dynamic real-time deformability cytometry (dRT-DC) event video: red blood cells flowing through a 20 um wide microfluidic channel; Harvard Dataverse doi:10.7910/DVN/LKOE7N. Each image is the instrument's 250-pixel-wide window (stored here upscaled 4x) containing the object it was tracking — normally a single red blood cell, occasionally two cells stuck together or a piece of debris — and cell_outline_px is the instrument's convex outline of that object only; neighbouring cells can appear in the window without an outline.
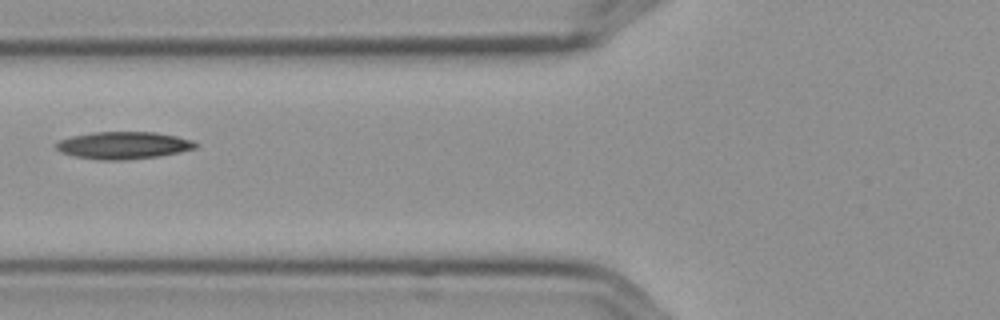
{"species": "Egyptian fruit bat (a non-hibernating species)", "species_latin": "Rousettus aegyptiacus", "temperature_condition": "cold", "stored_images_in_passage": 4, "camera_frame_rate_fps": 3000, "um_per_image_px": 0.085, "frame": {"image": 1, "passage_image": 3, "time_ms": 0.667, "image_size_px": [1000, 320], "cell_outline_px": [[200, 144], [196, 148], [180, 152], [156, 156], [120, 160], [96, 160], [76, 156], [60, 152], [52, 144], [60, 140], [72, 136], [92, 132], [156, 132], [176, 136], [192, 140]], "centroid_in_image_um": [10.47, 12.35], "position_along_channel_um": 115.3, "area_um2": 22.2}}
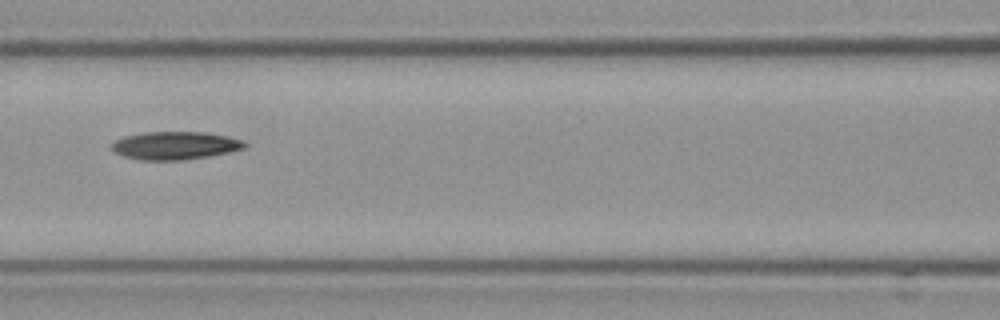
{"frame": {"image": 2, "passage_image": 4, "time_ms": 1.0, "image_size_px": [1000, 320], "cell_outline_px": [[248, 144], [244, 148], [228, 152], [208, 156], [184, 160], [140, 160], [124, 156], [112, 152], [108, 144], [112, 140], [124, 136], [148, 132], [208, 132], [228, 136], [244, 140]], "centroid_in_image_um": [14.83, 12.36], "position_along_channel_um": 151.8, "area_um2": 22.02}}